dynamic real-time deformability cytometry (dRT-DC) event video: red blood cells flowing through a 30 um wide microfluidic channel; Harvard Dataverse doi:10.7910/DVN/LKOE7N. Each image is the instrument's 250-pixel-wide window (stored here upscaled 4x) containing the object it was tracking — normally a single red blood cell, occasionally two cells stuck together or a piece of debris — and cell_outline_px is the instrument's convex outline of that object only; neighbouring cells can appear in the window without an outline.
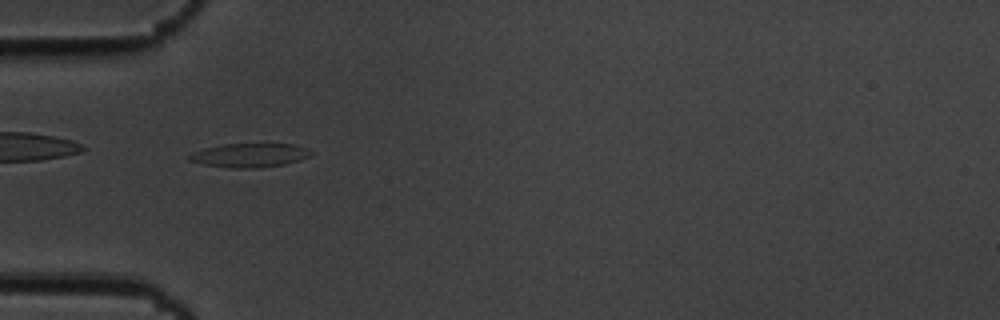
{"species": "common noctule bat (a hibernating species)", "species_latin": "Nyctalus noctula", "temperature_condition": "cold", "stored_images_in_passage": 40, "camera_frame_rate_fps": 3000, "um_per_image_px": 0.085, "animal": {"sex": "male", "body_mass_g": 19.5, "forearm_length_mm": 54.6}, "frame": {"image": 1, "passage_image": 2, "time_ms": 0.333, "image_size_px": [1000, 320], "cell_outline_px": [[316, 152], [312, 156], [300, 160], [284, 164], [260, 168], [232, 168], [204, 164], [188, 160], [188, 156], [192, 152], [204, 148], [224, 144], [296, 144]], "centroid_in_image_um": [21.28, 13.19], "position_along_channel_um": 63.7, "area_um2": 17.11}}
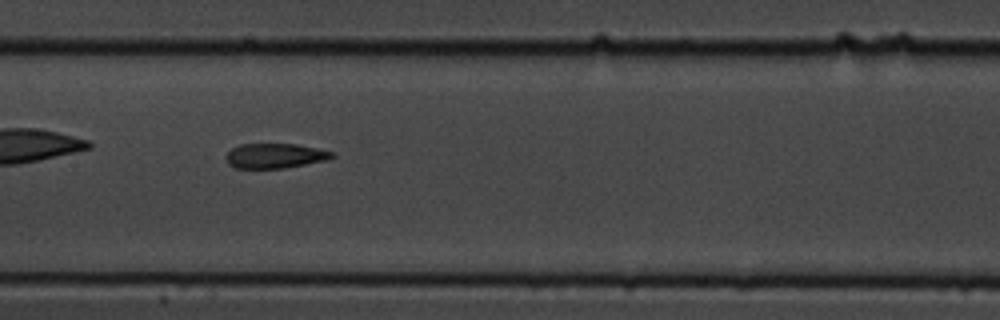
{"frame": {"image": 2, "passage_image": 12, "time_ms": 3.667, "image_size_px": [1000, 320], "cell_outline_px": [[336, 156], [328, 160], [284, 168], [232, 168], [228, 164], [224, 156], [232, 148], [240, 144], [296, 144], [316, 148], [332, 152]], "centroid_in_image_um": [23.34, 13.25], "position_along_channel_um": 184.1, "area_um2": 15.43}}
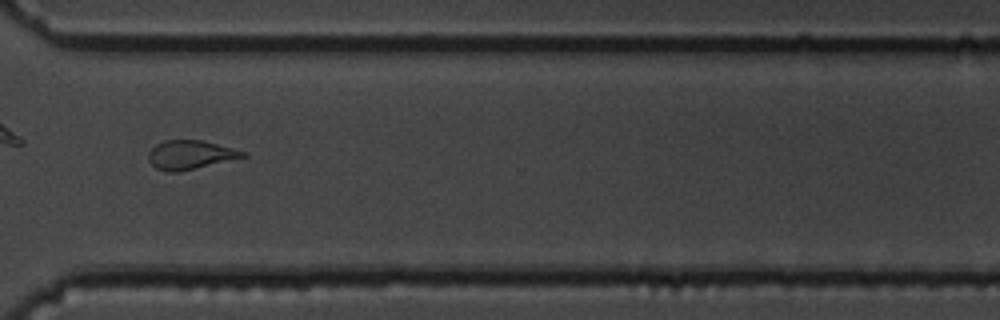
{"frame": {"image": 3, "passage_image": 26, "time_ms": 8.333, "image_size_px": [1000, 320], "cell_outline_px": [[248, 156], [180, 172], [168, 172], [156, 168], [148, 160], [148, 152], [156, 144], [164, 140], [200, 140], [248, 152]], "centroid_in_image_um": [16.17, 13.16], "position_along_channel_um": 354.4, "area_um2": 15.9}, "authors_computed_cell_mechanics": {"area_um2": 16.3863, "velocity_mm_per_s": 3.6546, "shape_relaxation_time_tau1_ms": 8.1559, "shape_relaxation_time_tau2_ms": 4.5177, "deformation_change_tau1": 0.2114, "deformation_change_tau2": 0.1421}}